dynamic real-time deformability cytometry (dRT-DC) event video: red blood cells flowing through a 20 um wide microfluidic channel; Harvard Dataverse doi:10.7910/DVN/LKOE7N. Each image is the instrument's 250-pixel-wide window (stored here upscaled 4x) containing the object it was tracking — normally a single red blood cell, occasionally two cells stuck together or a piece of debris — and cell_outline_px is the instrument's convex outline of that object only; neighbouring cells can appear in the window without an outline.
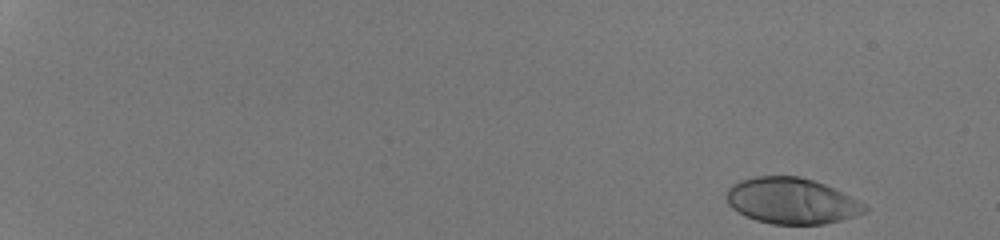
{"species": "human", "species_latin": "Homo sapiens", "temperature_condition": "room temperature", "stored_images_in_passage": 45, "camera_frame_rate_fps": 3000, "um_per_image_px": 0.085, "donor": {"sex": "male"}, "frame": {"image": 1, "passage_image": 1, "time_ms": 0.0, "image_size_px": [1000, 240], "cell_outline_px": [[868, 212], [856, 216], [824, 224], [772, 224], [756, 220], [744, 216], [732, 208], [728, 204], [724, 196], [728, 188], [732, 184], [740, 180], [756, 176], [796, 176], [812, 180], [824, 184], [868, 204]], "centroid_in_image_um": [67.28, 17.08], "position_along_channel_um": 17.7, "area_um2": 37.34}}
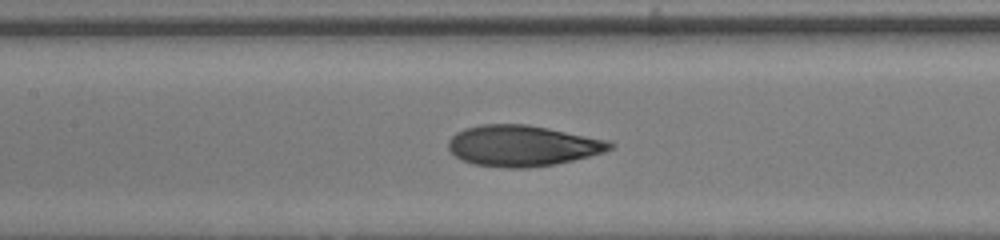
{"frame": {"image": 2, "passage_image": 26, "time_ms": 8.333, "image_size_px": [1000, 240], "cell_outline_px": [[616, 144], [612, 148], [604, 152], [556, 164], [528, 168], [504, 168], [472, 164], [456, 156], [448, 148], [448, 140], [456, 132], [464, 128], [480, 124], [528, 124], [612, 140]], "centroid_in_image_um": [44.44, 12.38], "position_along_channel_um": 163.0, "area_um2": 38.9}}
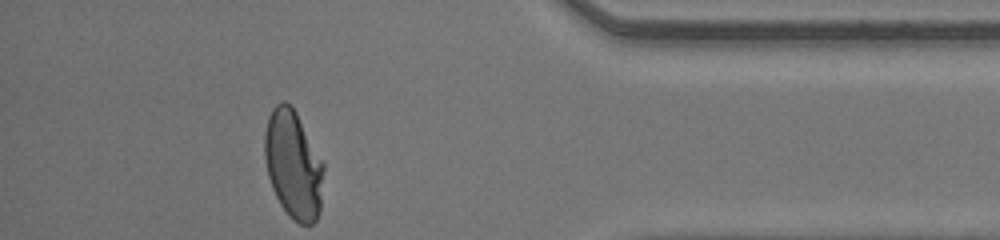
{"frame": {"image": 3, "passage_image": 45, "time_ms": 14.667, "image_size_px": [1000, 240], "cell_outline_px": [[324, 168], [320, 212], [316, 220], [312, 224], [300, 224], [292, 220], [288, 216], [280, 204], [272, 188], [268, 176], [264, 156], [264, 132], [268, 116], [272, 108], [280, 100], [284, 100], [292, 104], [324, 164]], "centroid_in_image_um": [24.91, 13.98], "position_along_channel_um": 410.3, "area_um2": 37.63}, "authors_computed_cell_mechanics": {"area_um2": 37.6278, "velocity_mm_per_s": 4.2672, "shape_relaxation_time_tau1_ms": 6.5748, "shape_relaxation_time_tau2_ms": null, "deformation_change_tau1": 0.2726, "deformation_change_tau2": null}}